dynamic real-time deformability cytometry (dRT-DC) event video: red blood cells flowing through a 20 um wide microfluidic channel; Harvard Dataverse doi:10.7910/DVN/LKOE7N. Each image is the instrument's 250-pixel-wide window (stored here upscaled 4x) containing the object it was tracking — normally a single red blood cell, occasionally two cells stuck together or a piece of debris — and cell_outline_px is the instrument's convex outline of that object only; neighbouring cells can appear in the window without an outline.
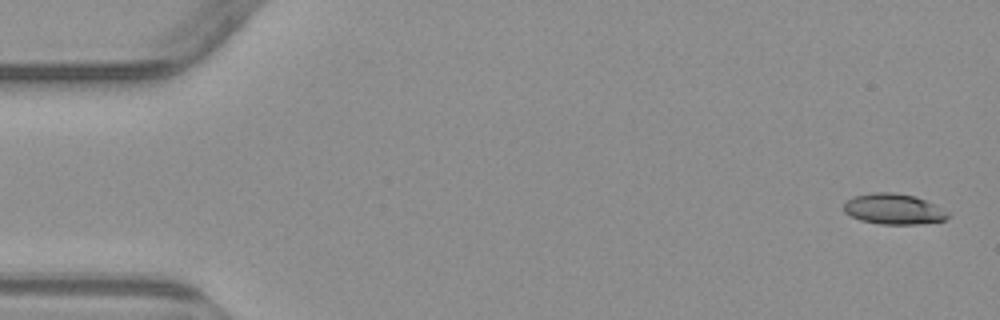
{"species": "common noctule bat (a hibernating species)", "species_latin": "Nyctalus noctula", "temperature_condition": "warm", "stored_images_in_passage": 5, "camera_frame_rate_fps": 3000, "um_per_image_px": 0.085, "animal": {"sex": "male", "body_mass_g": 23.1, "forearm_length_mm": 52.7}, "frame": {"image": 1, "passage_image": 1, "time_ms": 0.0, "image_size_px": [1000, 320], "cell_outline_px": [[948, 216], [944, 220], [916, 224], [880, 224], [860, 220], [844, 212], [844, 204], [848, 200], [856, 196], [872, 192], [892, 192], [916, 196], [936, 204], [948, 212]], "centroid_in_image_um": [75.97, 17.76], "position_along_channel_um": 9.0, "area_um2": 18.5}}
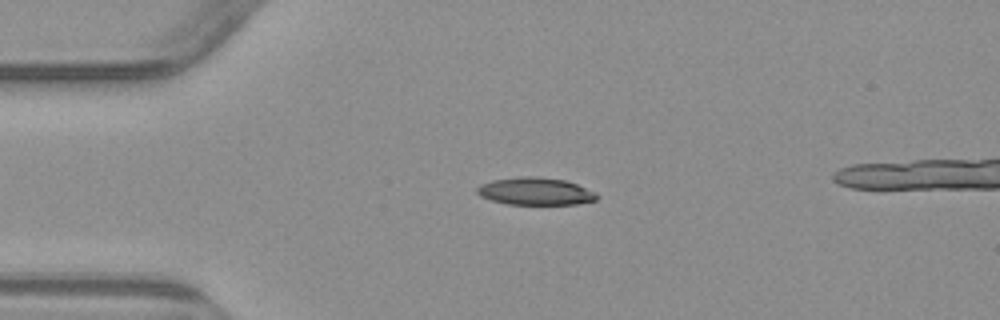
{"frame": {"image": 2, "passage_image": 4, "time_ms": 3.667, "image_size_px": [1000, 320], "cell_outline_px": [[600, 196], [596, 200], [576, 204], [508, 204], [492, 200], [480, 196], [476, 192], [476, 188], [480, 184], [492, 180], [528, 176], [564, 180], [576, 184], [596, 192]], "centroid_in_image_um": [45.51, 16.27], "position_along_channel_um": 39.5, "area_um2": 18.96}}